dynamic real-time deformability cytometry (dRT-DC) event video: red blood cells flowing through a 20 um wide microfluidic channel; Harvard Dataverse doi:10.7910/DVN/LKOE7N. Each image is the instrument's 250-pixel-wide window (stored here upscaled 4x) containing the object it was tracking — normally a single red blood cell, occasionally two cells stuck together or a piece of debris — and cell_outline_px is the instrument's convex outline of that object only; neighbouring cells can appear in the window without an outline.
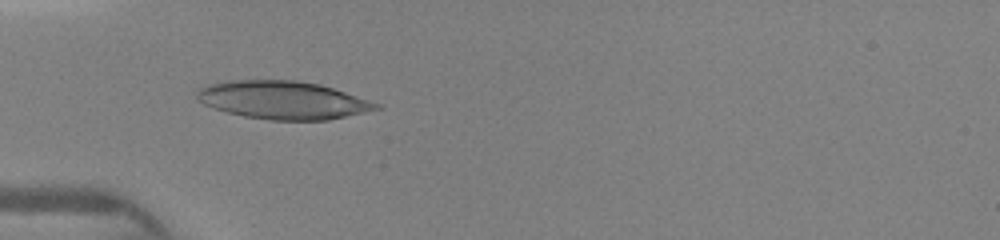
{"species": "human", "species_latin": "Homo sapiens", "temperature_condition": "warm", "stored_images_in_passage": 35, "camera_frame_rate_fps": 3000, "um_per_image_px": 0.085, "donor": {"sex": "female"}, "frame": {"image": 1, "passage_image": 5, "time_ms": 1.0, "image_size_px": [1000, 240], "cell_outline_px": [[380, 108], [328, 120], [268, 120], [244, 116], [212, 108], [204, 104], [196, 96], [196, 88], [208, 84], [228, 80], [296, 80], [320, 84], [380, 104]], "centroid_in_image_um": [23.98, 8.5], "position_along_channel_um": 61.0, "area_um2": 39.54}}